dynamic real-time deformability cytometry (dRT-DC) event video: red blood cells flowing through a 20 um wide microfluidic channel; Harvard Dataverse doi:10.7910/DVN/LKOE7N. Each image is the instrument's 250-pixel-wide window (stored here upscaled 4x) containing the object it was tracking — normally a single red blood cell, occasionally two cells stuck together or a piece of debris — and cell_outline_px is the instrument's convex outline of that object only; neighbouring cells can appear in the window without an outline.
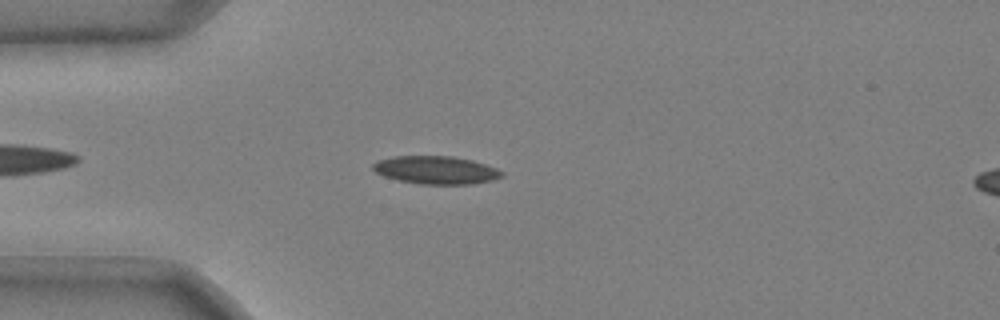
{"species": "common noctule bat (a hibernating species)", "species_latin": "Nyctalus noctula", "temperature_condition": "cold", "stored_images_in_passage": 44, "camera_frame_rate_fps": 3000, "um_per_image_px": 0.085, "animal": {"sex": "male", "body_mass_g": 20.4}, "frame": {"image": 1, "passage_image": 6, "time_ms": 1.667, "image_size_px": [1000, 320], "cell_outline_px": [[504, 176], [492, 180], [472, 184], [420, 184], [400, 180], [384, 176], [376, 172], [372, 168], [372, 164], [380, 160], [396, 156], [452, 156], [472, 160], [496, 168], [504, 172]], "centroid_in_image_um": [37.09, 14.45], "position_along_channel_um": 47.9, "area_um2": 20.87}}
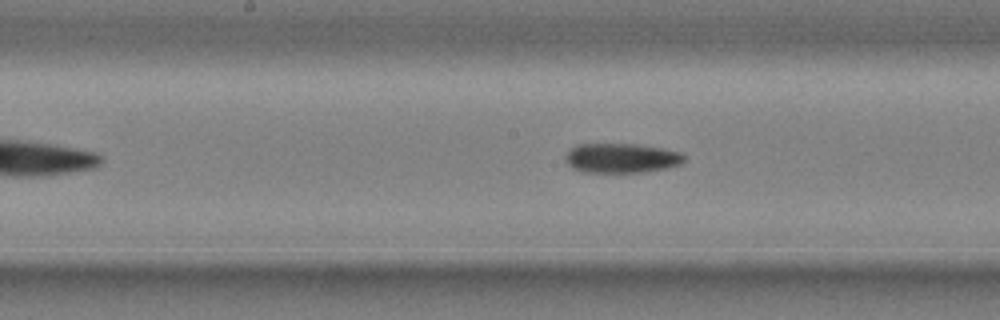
{"frame": {"image": 2, "passage_image": 19, "time_ms": 6.0, "image_size_px": [1000, 320], "cell_outline_px": [[684, 160], [680, 164], [664, 168], [644, 172], [584, 172], [572, 168], [568, 164], [568, 152], [576, 144], [636, 144], [664, 148], [680, 152], [684, 156]], "centroid_in_image_um": [52.84, 13.43], "position_along_channel_um": 195.4, "area_um2": 20.23}}
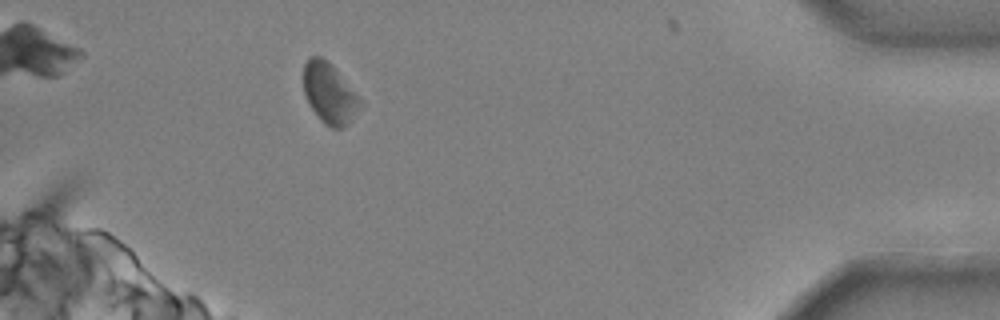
{"frame": {"image": 3, "passage_image": 40, "time_ms": 13.0, "image_size_px": [1000, 320], "cell_outline_px": [[364, 104], [348, 124], [344, 128], [332, 128], [324, 124], [308, 104], [304, 96], [304, 64], [308, 56], [320, 56], [332, 64]], "centroid_in_image_um": [27.99, 7.94], "position_along_channel_um": 407.2, "area_um2": 20.06}}